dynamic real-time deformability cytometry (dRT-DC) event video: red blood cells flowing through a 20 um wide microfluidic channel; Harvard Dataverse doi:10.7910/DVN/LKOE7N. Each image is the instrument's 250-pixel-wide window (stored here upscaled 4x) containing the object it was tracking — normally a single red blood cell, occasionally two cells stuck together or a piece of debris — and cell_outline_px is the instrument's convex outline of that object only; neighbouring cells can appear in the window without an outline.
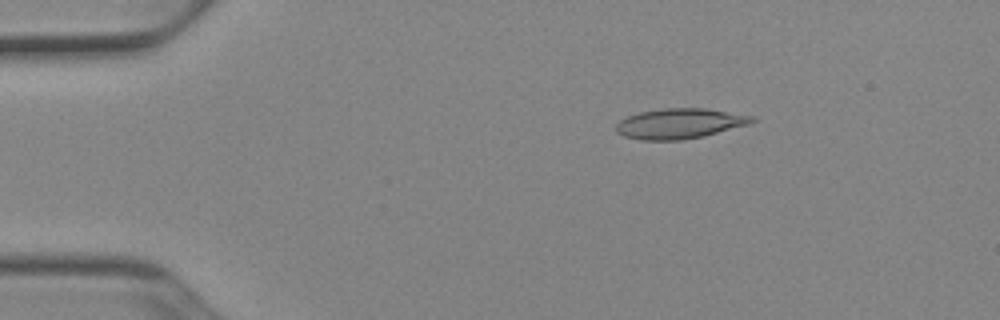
{"species": "Egyptian fruit bat (a non-hibernating species)", "species_latin": "Rousettus aegyptiacus", "temperature_condition": "cold", "stored_images_in_passage": 52, "camera_frame_rate_fps": 3000, "um_per_image_px": 0.085, "animal": {"sex": "female"}, "frame": {"image": 1, "passage_image": 9, "time_ms": 2.667, "image_size_px": [1000, 320], "cell_outline_px": [[756, 120], [748, 124], [704, 136], [680, 140], [640, 140], [624, 136], [616, 132], [616, 124], [620, 120], [628, 116], [640, 112], [664, 108], [704, 108], [756, 116]], "centroid_in_image_um": [57.77, 10.5], "position_along_channel_um": 27.2, "area_um2": 23.87}}
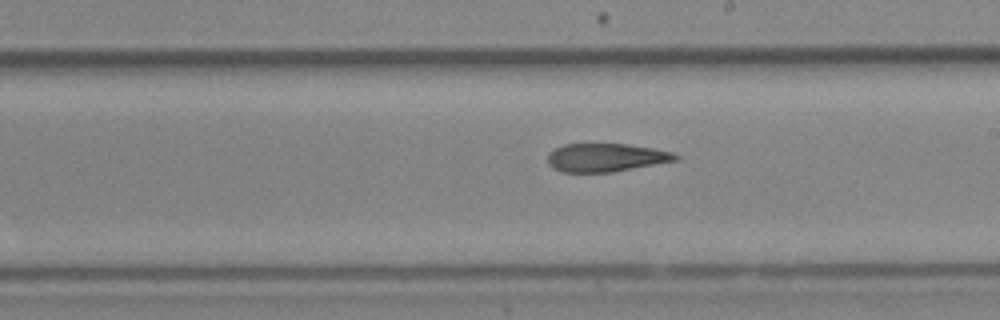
{"frame": {"image": 2, "passage_image": 30, "time_ms": 9.667, "image_size_px": [1000, 320], "cell_outline_px": [[680, 156], [676, 160], [612, 172], [560, 172], [552, 168], [548, 164], [548, 152], [564, 144], [628, 144], [652, 148], [672, 152]], "centroid_in_image_um": [51.45, 13.39], "position_along_channel_um": 237.5, "area_um2": 20.98}}
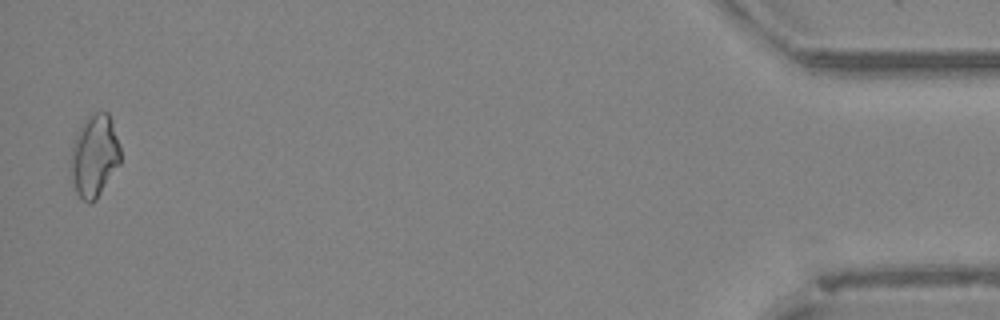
{"frame": {"image": 3, "passage_image": 51, "time_ms": 16.667, "image_size_px": [1000, 320], "cell_outline_px": [[120, 164], [96, 200], [92, 204], [88, 204], [76, 192], [68, 176], [72, 148], [76, 136], [84, 120], [96, 112], [108, 112], [120, 148]], "centroid_in_image_um": [7.99, 13.32], "position_along_channel_um": 427.2, "area_um2": 23.87}, "authors_computed_cell_mechanics": {"area_um2": 22.5709, "velocity_mm_per_s": 3.9469, "shape_relaxation_time_tau1_ms": null, "shape_relaxation_time_tau2_ms": 9.4813, "deformation_change_tau1": null, "deformation_change_tau2": 0.2191}}